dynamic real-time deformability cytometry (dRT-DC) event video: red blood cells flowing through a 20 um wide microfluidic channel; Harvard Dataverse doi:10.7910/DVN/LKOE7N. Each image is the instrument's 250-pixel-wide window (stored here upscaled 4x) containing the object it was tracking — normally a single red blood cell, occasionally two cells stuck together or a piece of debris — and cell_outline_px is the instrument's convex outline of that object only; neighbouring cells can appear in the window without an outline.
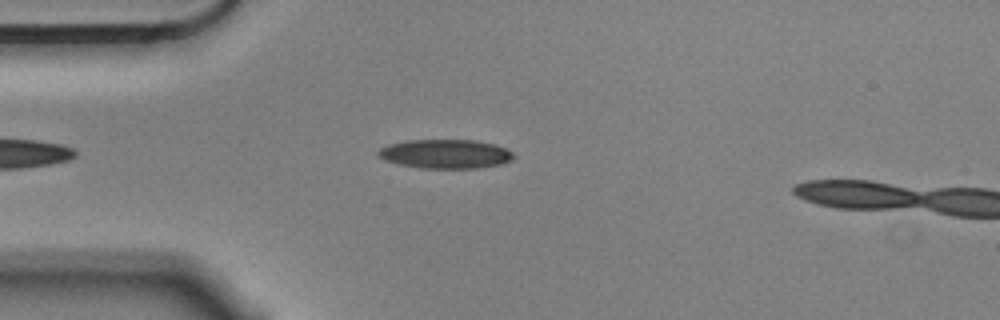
{"species": "Egyptian fruit bat (a non-hibernating species)", "species_latin": "Rousettus aegyptiacus", "temperature_condition": "cold", "stored_images_in_passage": 2, "camera_frame_rate_fps": 3000, "um_per_image_px": 0.085, "animal": {"sex": "male"}, "frame": {"image": 1, "passage_image": 1, "time_ms": 0.0, "image_size_px": [1000, 320], "cell_outline_px": [[516, 156], [512, 160], [500, 164], [476, 168], [420, 168], [400, 164], [384, 160], [376, 156], [376, 152], [380, 148], [388, 144], [404, 140], [476, 140], [496, 144], [512, 152]], "centroid_in_image_um": [37.83, 13.07], "position_along_channel_um": 47.2, "area_um2": 23.12}}